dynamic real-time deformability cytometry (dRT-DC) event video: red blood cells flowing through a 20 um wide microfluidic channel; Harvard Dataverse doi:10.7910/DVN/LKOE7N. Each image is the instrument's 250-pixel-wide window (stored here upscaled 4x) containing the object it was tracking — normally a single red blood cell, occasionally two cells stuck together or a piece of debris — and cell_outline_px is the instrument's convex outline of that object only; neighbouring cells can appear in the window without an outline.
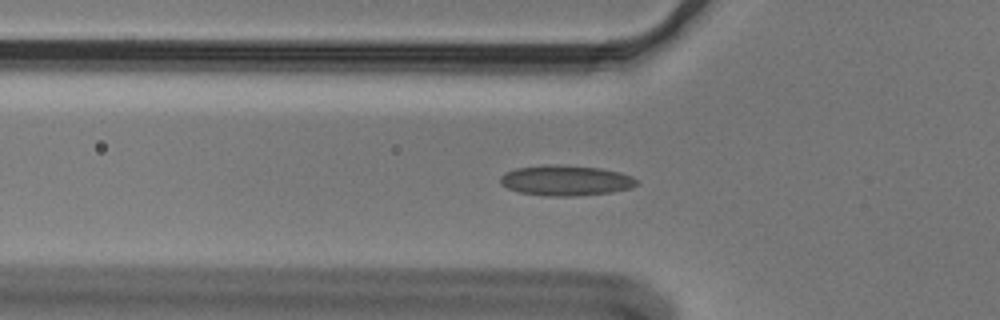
{"species": "Egyptian fruit bat (a non-hibernating species)", "species_latin": "Rousettus aegyptiacus", "temperature_condition": "cold", "stored_images_in_passage": 49, "camera_frame_rate_fps": 3000, "um_per_image_px": 0.085, "animal": {"sex": "male"}, "frame": {"image": 1, "passage_image": 18, "time_ms": 5.667, "image_size_px": [1000, 320], "cell_outline_px": [[640, 184], [632, 188], [612, 192], [576, 196], [544, 196], [520, 192], [508, 188], [500, 184], [500, 176], [516, 168], [548, 164], [600, 168], [620, 172], [632, 176]], "centroid_in_image_um": [48.12, 15.35], "position_along_channel_um": 77.7, "area_um2": 24.16}}
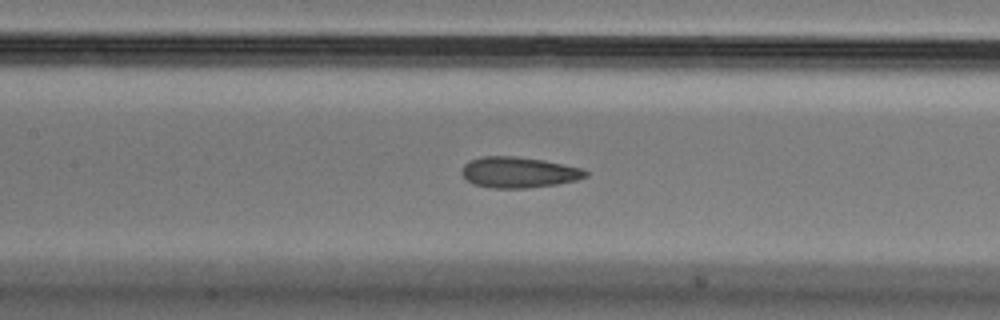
{"frame": {"image": 2, "passage_image": 25, "time_ms": 8.0, "image_size_px": [1000, 320], "cell_outline_px": [[588, 176], [576, 180], [556, 184], [528, 188], [492, 188], [472, 184], [460, 172], [464, 164], [468, 160], [480, 156], [516, 156], [544, 160], [584, 168], [588, 172]], "centroid_in_image_um": [44.08, 14.64], "position_along_channel_um": 163.3, "area_um2": 22.48}}
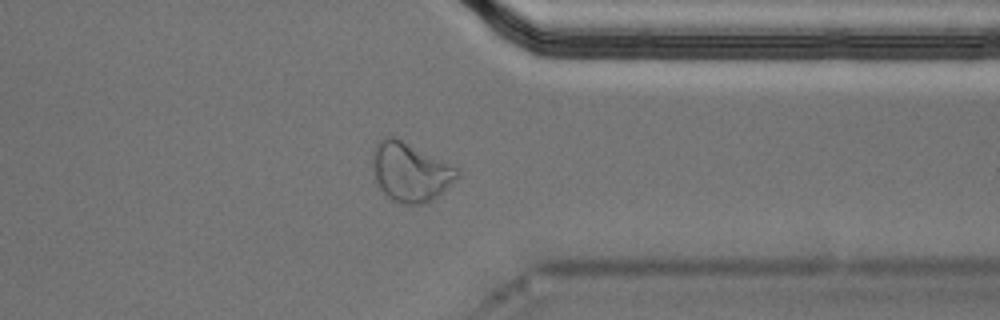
{"frame": {"image": 3, "passage_image": 43, "time_ms": 14.0, "image_size_px": [1000, 320], "cell_outline_px": [[460, 176], [432, 200], [424, 204], [404, 204], [392, 200], [380, 188], [376, 180], [372, 168], [372, 148], [384, 136], [396, 136], [460, 168]], "centroid_in_image_um": [34.88, 14.58], "position_along_channel_um": 376.5, "area_um2": 29.48}}